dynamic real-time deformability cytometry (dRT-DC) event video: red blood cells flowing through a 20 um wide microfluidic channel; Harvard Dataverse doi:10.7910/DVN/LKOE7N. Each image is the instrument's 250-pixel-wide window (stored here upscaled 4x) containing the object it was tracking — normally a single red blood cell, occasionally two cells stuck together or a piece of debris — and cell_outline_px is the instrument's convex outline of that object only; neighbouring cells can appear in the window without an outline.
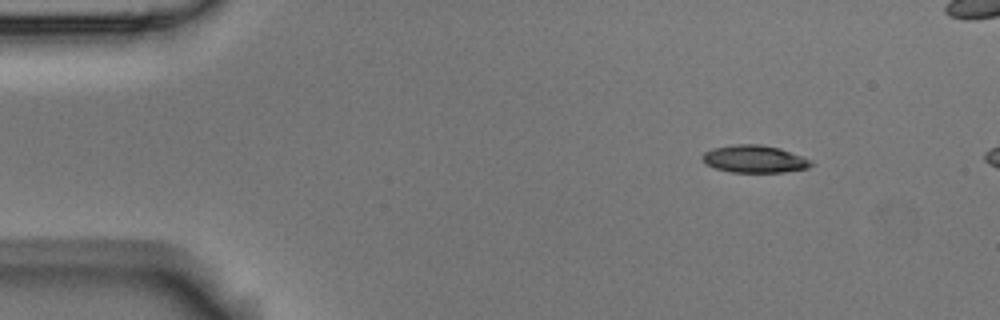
{"species": "Egyptian fruit bat (a non-hibernating species)", "species_latin": "Rousettus aegyptiacus", "temperature_condition": "room temperature", "stored_images_in_passage": 3, "camera_frame_rate_fps": 3000, "um_per_image_px": 0.085, "animal": {"sex": "male"}, "frame": {"image": 1, "passage_image": 1, "time_ms": 0.0, "image_size_px": [1000, 320], "cell_outline_px": [[812, 164], [808, 168], [784, 172], [732, 172], [716, 168], [704, 164], [700, 160], [700, 156], [704, 152], [712, 148], [736, 144], [760, 144], [780, 148], [812, 160]], "centroid_in_image_um": [64.08, 13.51], "position_along_channel_um": 20.9, "area_um2": 17.51}}